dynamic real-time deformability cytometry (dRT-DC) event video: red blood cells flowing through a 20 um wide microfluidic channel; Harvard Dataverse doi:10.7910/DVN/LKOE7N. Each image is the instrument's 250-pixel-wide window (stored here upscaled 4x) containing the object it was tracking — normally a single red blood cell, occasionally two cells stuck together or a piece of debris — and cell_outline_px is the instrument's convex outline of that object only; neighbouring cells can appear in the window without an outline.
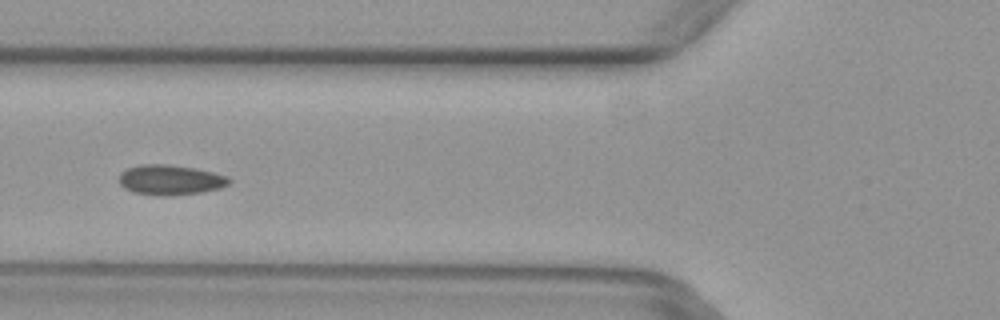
{"species": "common noctule bat (a hibernating species)", "species_latin": "Nyctalus noctula", "temperature_condition": "warm", "stored_images_in_passage": 4, "camera_frame_rate_fps": 3000, "um_per_image_px": 0.085, "animal": {"sex": "female", "body_mass_g": 29.2, "forearm_length_mm": 56.3}, "frame": {"image": 1, "passage_image": 4, "time_ms": 1.0, "image_size_px": [1000, 320], "cell_outline_px": [[232, 180], [228, 184], [220, 188], [200, 192], [168, 196], [164, 196], [132, 192], [124, 188], [120, 184], [120, 172], [128, 168], [140, 164], [168, 164], [196, 168], [228, 176]], "centroid_in_image_um": [14.47, 15.28], "position_along_channel_um": 111.3, "area_um2": 19.31}}